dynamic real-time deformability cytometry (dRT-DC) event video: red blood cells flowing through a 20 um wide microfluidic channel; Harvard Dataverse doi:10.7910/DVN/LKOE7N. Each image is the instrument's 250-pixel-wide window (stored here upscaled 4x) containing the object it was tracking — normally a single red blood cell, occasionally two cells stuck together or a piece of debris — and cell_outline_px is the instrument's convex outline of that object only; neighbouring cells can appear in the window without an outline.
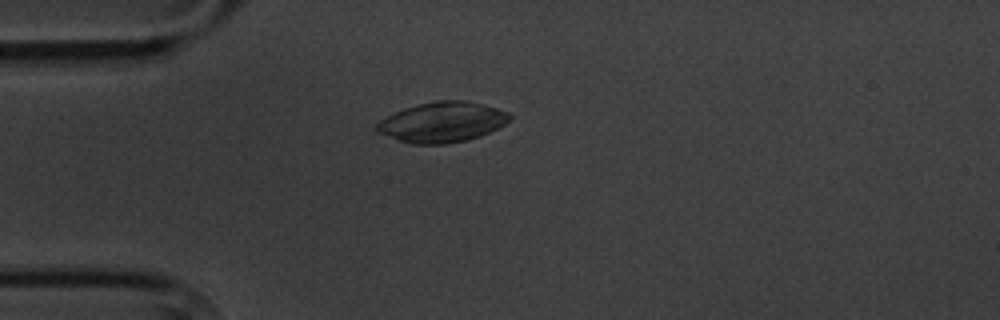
{"species": "common noctule bat (a hibernating species)", "species_latin": "Nyctalus noctula", "temperature_condition": "cold", "stored_images_in_passage": 2, "camera_frame_rate_fps": 3000, "um_per_image_px": 0.085, "animal": {"sex": "male", "body_mass_g": 20.1, "forearm_length_mm": 53.5}, "frame": {"image": 1, "passage_image": 2, "time_ms": 1.0, "image_size_px": [1000, 320], "cell_outline_px": [[512, 116], [504, 124], [480, 136], [468, 140], [444, 144], [412, 144], [376, 132], [376, 124], [380, 120], [404, 108], [416, 104], [436, 100], [464, 100], [484, 104], [508, 112]], "centroid_in_image_um": [37.58, 10.37], "position_along_channel_um": 47.4, "area_um2": 31.04}}